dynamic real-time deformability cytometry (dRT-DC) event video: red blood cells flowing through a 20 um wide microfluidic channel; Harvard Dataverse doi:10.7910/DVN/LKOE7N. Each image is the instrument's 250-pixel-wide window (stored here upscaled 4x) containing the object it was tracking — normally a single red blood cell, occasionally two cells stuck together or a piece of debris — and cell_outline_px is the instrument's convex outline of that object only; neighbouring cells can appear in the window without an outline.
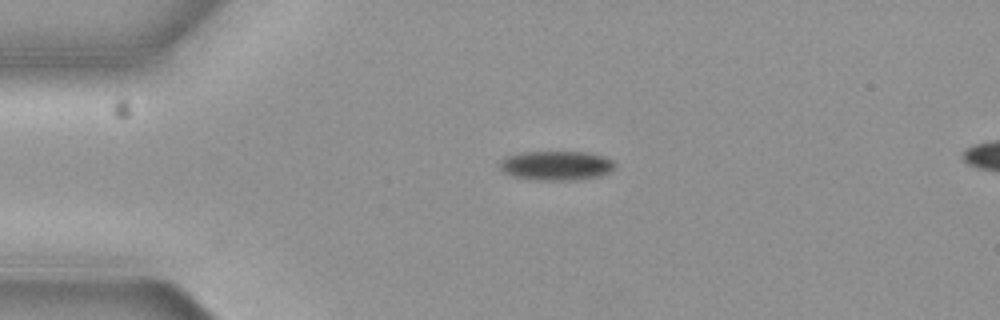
{"species": "common noctule bat (a hibernating species)", "species_latin": "Nyctalus noctula", "temperature_condition": "cold", "stored_images_in_passage": 3, "segment_of_instrument_passage": [1, 2], "camera_frame_rate_fps": 3000, "um_per_image_px": 0.085, "animal": {"sex": "female", "body_mass_g": 19.3, "forearm_length_mm": 54.1}, "frame": {"image": 1, "passage_image": 1, "time_ms": 0.0, "image_size_px": [1000, 320], "cell_outline_px": [[616, 168], [612, 172], [600, 176], [576, 180], [536, 180], [516, 176], [504, 172], [500, 168], [500, 164], [508, 156], [528, 152], [584, 152], [600, 156], [612, 160], [616, 164]], "centroid_in_image_um": [47.37, 14.09], "position_along_channel_um": 37.6, "area_um2": 19.42}}